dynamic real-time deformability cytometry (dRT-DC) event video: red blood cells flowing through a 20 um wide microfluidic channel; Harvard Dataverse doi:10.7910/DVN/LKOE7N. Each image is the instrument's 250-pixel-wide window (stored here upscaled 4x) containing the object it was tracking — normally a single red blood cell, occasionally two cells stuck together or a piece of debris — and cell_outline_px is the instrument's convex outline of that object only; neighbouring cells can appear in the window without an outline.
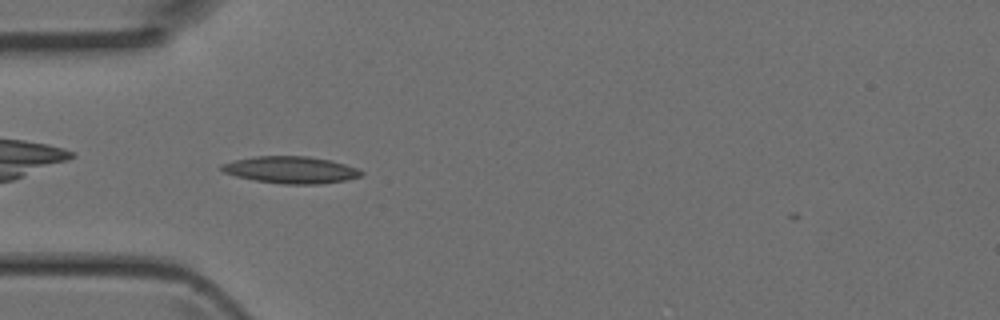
{"species": "Egyptian fruit bat (a non-hibernating species)", "species_latin": "Rousettus aegyptiacus", "temperature_condition": "room temperature", "stored_images_in_passage": 4, "camera_frame_rate_fps": 3000, "um_per_image_px": 0.085, "animal": {"sex": "female"}, "frame": {"image": 1, "passage_image": 3, "time_ms": 0.667, "image_size_px": [1000, 320], "cell_outline_px": [[364, 172], [360, 176], [344, 180], [320, 184], [280, 184], [256, 180], [236, 176], [224, 172], [220, 168], [220, 164], [236, 160], [256, 156], [308, 156], [332, 160], [360, 168]], "centroid_in_image_um": [24.76, 14.43], "position_along_channel_um": 60.2, "area_um2": 21.96}}
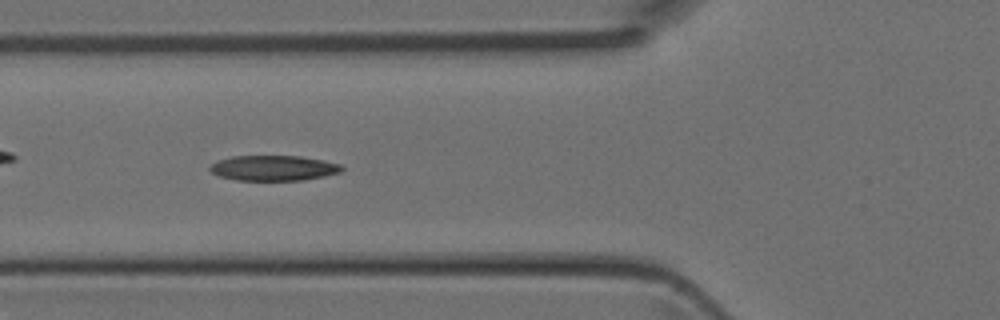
{"frame": {"image": 2, "passage_image": 4, "time_ms": 1.0, "image_size_px": [1000, 320], "cell_outline_px": [[344, 168], [340, 172], [324, 176], [304, 180], [236, 180], [220, 176], [212, 172], [208, 168], [216, 160], [232, 156], [300, 156], [324, 160], [340, 164]], "centroid_in_image_um": [23.25, 14.28], "position_along_channel_um": 102.6, "area_um2": 19.42}}